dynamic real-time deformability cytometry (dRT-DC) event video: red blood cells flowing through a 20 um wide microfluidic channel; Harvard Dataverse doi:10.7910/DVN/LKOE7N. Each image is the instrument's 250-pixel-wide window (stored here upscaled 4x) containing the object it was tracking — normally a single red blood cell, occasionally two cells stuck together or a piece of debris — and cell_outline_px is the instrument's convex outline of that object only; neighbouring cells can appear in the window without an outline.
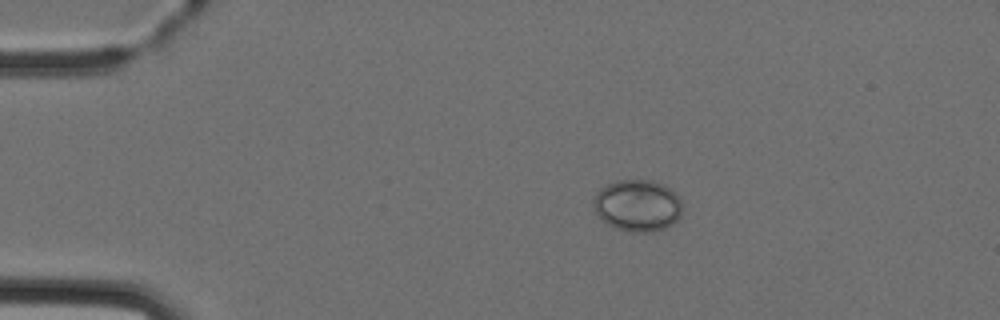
{"species": "Egyptian fruit bat (a non-hibernating species)", "species_latin": "Rousettus aegyptiacus", "temperature_condition": "cold", "stored_images_in_passage": 5, "camera_frame_rate_fps": 3000, "um_per_image_px": 0.085, "animal": {"sex": "female"}, "frame": {"image": 1, "passage_image": 1, "time_ms": 0.0, "image_size_px": [1000, 320], "cell_outline_px": [[680, 216], [672, 224], [664, 228], [652, 232], [632, 232], [616, 228], [600, 220], [596, 216], [592, 204], [592, 200], [596, 192], [600, 188], [616, 180], [652, 180], [676, 192], [680, 196]], "centroid_in_image_um": [54.13, 17.47], "position_along_channel_um": 30.9, "area_um2": 26.99}}
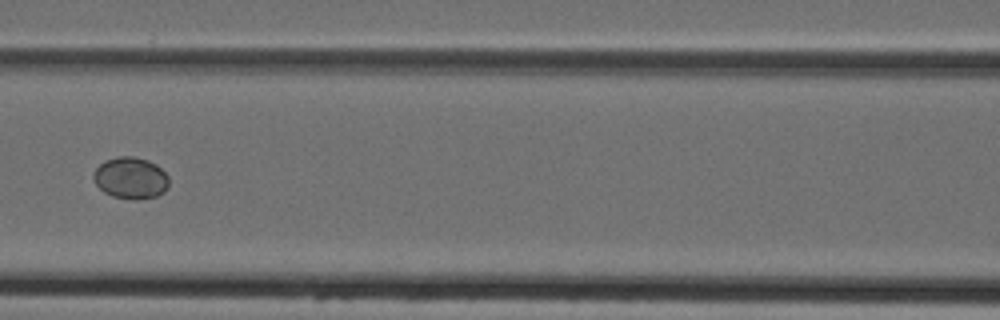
{"frame": {"image": 2, "passage_image": 4, "time_ms": 4.333, "image_size_px": [1000, 320], "cell_outline_px": [[168, 188], [164, 192], [156, 196], [136, 200], [132, 200], [112, 196], [104, 192], [96, 184], [92, 176], [92, 172], [104, 160], [116, 156], [132, 156], [148, 160], [156, 164], [168, 176]], "centroid_in_image_um": [11.09, 15.13], "position_along_channel_um": 155.5, "area_um2": 18.5}}
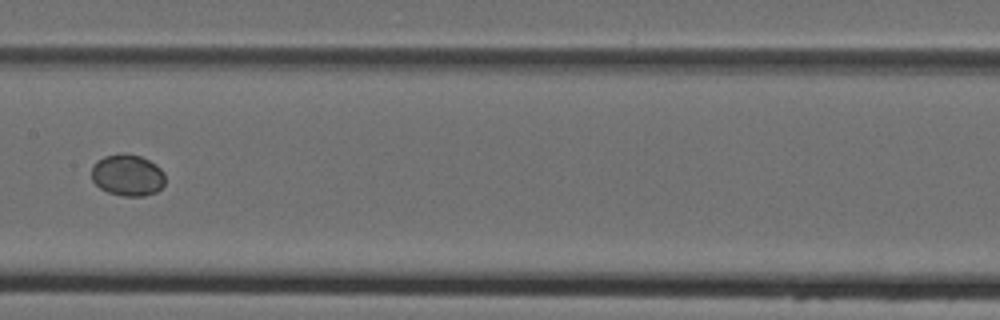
{"frame": {"image": 3, "passage_image": 5, "time_ms": 5.333, "image_size_px": [1000, 320], "cell_outline_px": [[164, 184], [156, 192], [144, 196], [124, 196], [108, 192], [100, 188], [92, 180], [92, 168], [96, 160], [104, 156], [120, 152], [124, 152], [140, 156], [156, 164], [164, 172]], "centroid_in_image_um": [10.83, 14.87], "position_along_channel_um": 196.6, "area_um2": 17.98}}